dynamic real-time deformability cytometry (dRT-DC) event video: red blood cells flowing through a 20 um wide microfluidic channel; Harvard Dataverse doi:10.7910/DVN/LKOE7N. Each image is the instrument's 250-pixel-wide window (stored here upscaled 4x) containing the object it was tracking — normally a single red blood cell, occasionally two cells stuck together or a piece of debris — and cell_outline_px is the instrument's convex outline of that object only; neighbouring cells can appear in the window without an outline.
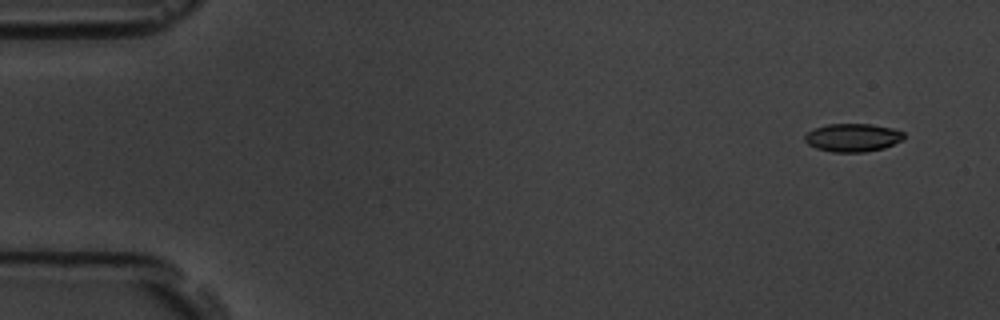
{"species": "common noctule bat (a hibernating species)", "species_latin": "Nyctalus noctula", "temperature_condition": "room temperature", "stored_images_in_passage": 10, "camera_frame_rate_fps": 3000, "um_per_image_px": 0.085, "animal": {"sex": "male", "body_mass_g": 19.5, "forearm_length_mm": 54.6}, "frame": {"image": 1, "passage_image": 1, "time_ms": 0.0, "image_size_px": [1000, 320], "cell_outline_px": [[904, 140], [884, 148], [864, 152], [832, 152], [816, 148], [808, 144], [804, 140], [804, 136], [808, 132], [816, 128], [828, 124], [872, 124], [892, 128], [904, 132]], "centroid_in_image_um": [72.5, 11.7], "position_along_channel_um": 12.5, "area_um2": 16.3}}
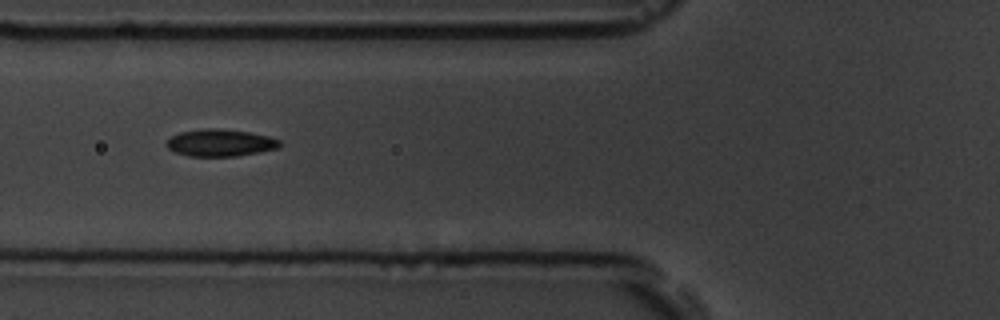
{"frame": {"image": 2, "passage_image": 6, "time_ms": 6.0, "image_size_px": [1000, 320], "cell_outline_px": [[284, 144], [280, 148], [260, 152], [236, 156], [188, 156], [172, 152], [164, 144], [172, 136], [180, 132], [204, 128], [216, 128], [248, 132], [268, 136], [280, 140]], "centroid_in_image_um": [18.73, 12.14], "position_along_channel_um": 107.1, "area_um2": 18.09}}
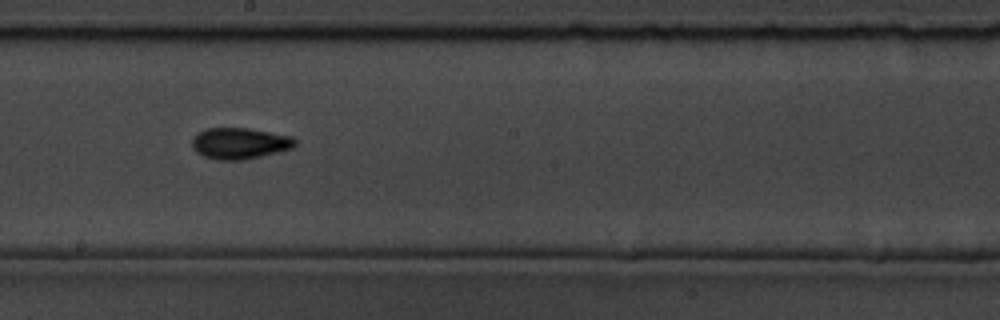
{"frame": {"image": 3, "passage_image": 9, "time_ms": 9.333, "image_size_px": [1000, 320], "cell_outline_px": [[296, 144], [292, 148], [260, 156], [240, 160], [216, 160], [204, 156], [196, 152], [192, 148], [192, 140], [204, 128], [248, 128], [292, 136], [296, 140]], "centroid_in_image_um": [20.36, 12.18], "position_along_channel_um": 227.8, "area_um2": 18.61}}